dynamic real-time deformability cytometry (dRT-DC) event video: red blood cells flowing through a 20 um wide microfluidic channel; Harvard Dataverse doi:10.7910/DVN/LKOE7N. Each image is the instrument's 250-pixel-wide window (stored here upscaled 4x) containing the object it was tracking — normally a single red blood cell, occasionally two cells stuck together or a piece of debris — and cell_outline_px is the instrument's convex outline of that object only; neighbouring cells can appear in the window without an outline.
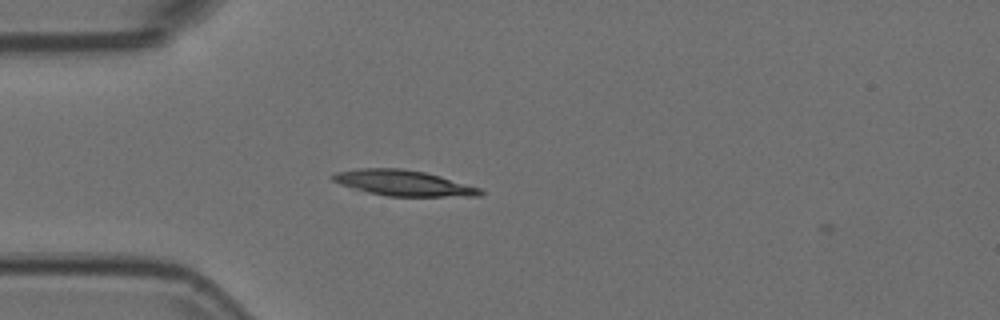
{"species": "Egyptian fruit bat (a non-hibernating species)", "species_latin": "Rousettus aegyptiacus", "temperature_condition": "room temperature", "stored_images_in_passage": 4, "camera_frame_rate_fps": 3000, "um_per_image_px": 0.085, "animal": {"sex": "female"}, "frame": {"image": 1, "passage_image": 3, "time_ms": 0.667, "image_size_px": [1000, 320], "cell_outline_px": [[484, 192], [480, 196], [388, 196], [368, 192], [340, 184], [332, 180], [328, 176], [336, 172], [356, 168], [400, 168], [424, 172], [440, 176], [484, 188]], "centroid_in_image_um": [34.31, 15.55], "position_along_channel_um": 50.7, "area_um2": 22.14}}